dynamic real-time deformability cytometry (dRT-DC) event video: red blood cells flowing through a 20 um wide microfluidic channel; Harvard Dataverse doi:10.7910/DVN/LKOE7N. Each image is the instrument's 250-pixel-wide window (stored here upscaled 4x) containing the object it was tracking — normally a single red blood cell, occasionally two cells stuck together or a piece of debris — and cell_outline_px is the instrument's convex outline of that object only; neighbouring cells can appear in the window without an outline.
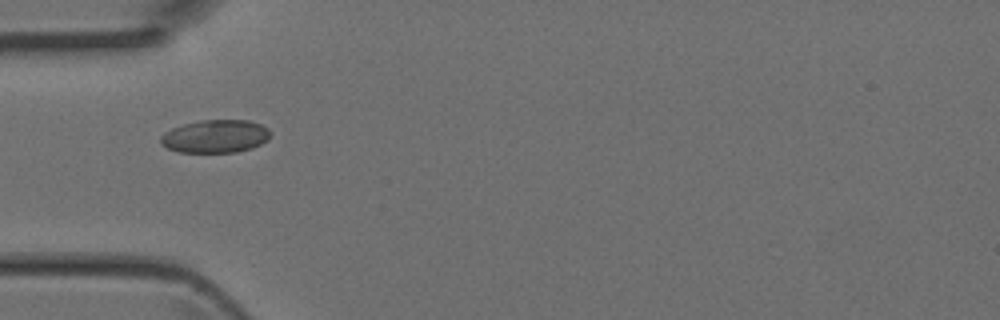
{"species": "Egyptian fruit bat (a non-hibernating species)", "species_latin": "Rousettus aegyptiacus", "temperature_condition": "room temperature", "stored_images_in_passage": 5, "camera_frame_rate_fps": 3000, "um_per_image_px": 0.085, "animal": {"sex": "female"}, "frame": {"image": 1, "passage_image": 4, "time_ms": 1.0, "image_size_px": [1000, 320], "cell_outline_px": [[272, 132], [268, 140], [252, 148], [236, 152], [180, 152], [168, 148], [160, 144], [160, 136], [164, 132], [172, 128], [184, 124], [200, 120], [248, 120], [260, 124], [268, 128]], "centroid_in_image_um": [18.31, 11.58], "position_along_channel_um": 66.7, "area_um2": 21.21}}
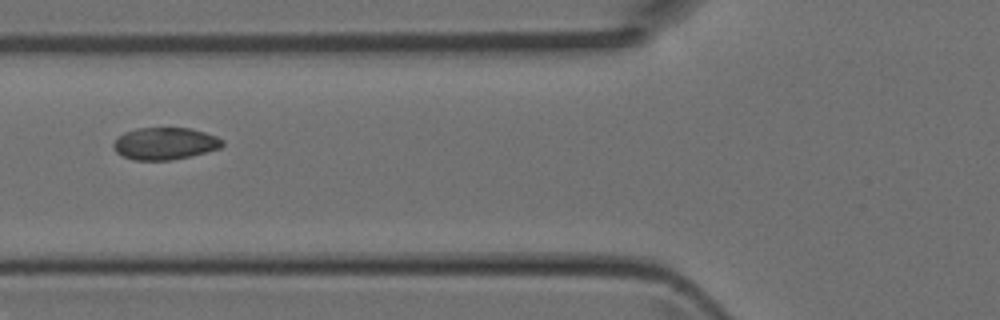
{"frame": {"image": 2, "passage_image": 5, "time_ms": 1.333, "image_size_px": [1000, 320], "cell_outline_px": [[224, 144], [220, 148], [172, 160], [136, 160], [124, 156], [116, 152], [112, 144], [124, 132], [136, 128], [188, 128], [204, 132], [216, 136], [224, 140]], "centroid_in_image_um": [14.02, 12.19], "position_along_channel_um": 111.8, "area_um2": 20.17}}